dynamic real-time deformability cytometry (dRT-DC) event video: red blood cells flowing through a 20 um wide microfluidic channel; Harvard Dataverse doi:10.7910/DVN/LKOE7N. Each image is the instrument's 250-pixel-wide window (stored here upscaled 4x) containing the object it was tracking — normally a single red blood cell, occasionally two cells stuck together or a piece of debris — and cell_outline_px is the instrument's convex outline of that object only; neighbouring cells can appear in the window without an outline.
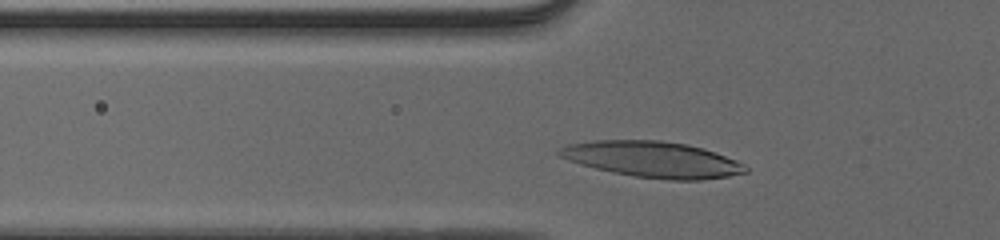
{"species": "human", "species_latin": "Homo sapiens", "temperature_condition": "cold", "stored_images_in_passage": 33, "camera_frame_rate_fps": 3000, "um_per_image_px": 0.085, "donor": {"sex": "male"}, "frame": {"image": 1, "passage_image": 7, "time_ms": 2.0, "image_size_px": [1000, 240], "cell_outline_px": [[748, 172], [728, 176], [700, 180], [668, 180], [632, 176], [612, 172], [580, 164], [568, 160], [560, 156], [556, 152], [560, 148], [568, 144], [592, 140], [660, 140], [688, 144], [716, 152], [736, 160], [744, 164], [748, 168]], "centroid_in_image_um": [55.48, 13.55], "position_along_channel_um": 70.3, "area_um2": 39.13}}
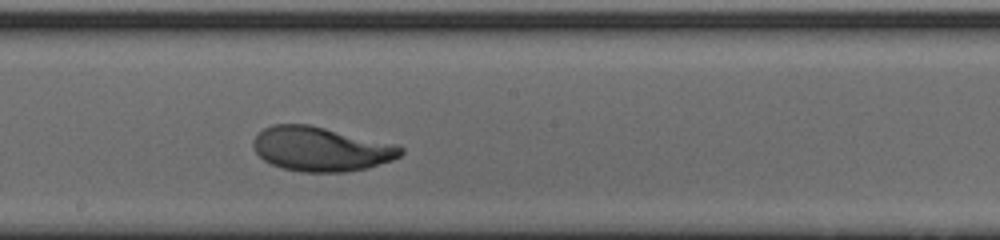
{"frame": {"image": 2, "passage_image": 19, "time_ms": 6.0, "image_size_px": [1000, 240], "cell_outline_px": [[404, 152], [400, 156], [392, 160], [368, 168], [344, 172], [300, 172], [284, 168], [272, 164], [264, 160], [256, 152], [252, 144], [252, 140], [264, 128], [272, 124], [308, 124], [400, 144], [404, 148]], "centroid_in_image_um": [27.33, 12.66], "position_along_channel_um": 220.9, "area_um2": 38.44}}
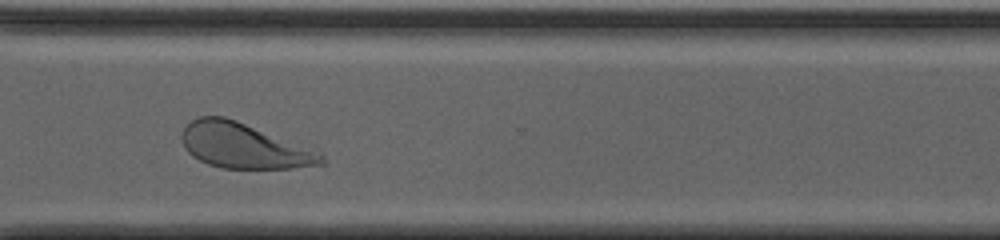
{"frame": {"image": 3, "passage_image": 29, "time_ms": 9.333, "image_size_px": [1000, 240], "cell_outline_px": [[328, 164], [292, 168], [224, 168], [208, 164], [192, 156], [184, 148], [180, 140], [180, 136], [184, 128], [192, 120], [200, 116], [224, 116], [236, 120], [320, 152], [324, 156]], "centroid_in_image_um": [20.71, 12.4], "position_along_channel_um": 349.9, "area_um2": 36.59}, "authors_computed_cell_mechanics": {"area_um2": 37.2232, "velocity_mm_per_s": 3.843, "shape_relaxation_time_tau1_ms": 3.1271, "shape_relaxation_time_tau2_ms": 2.3264, "deformation_change_tau1": 0.214, "deformation_change_tau2": 0.0844}}